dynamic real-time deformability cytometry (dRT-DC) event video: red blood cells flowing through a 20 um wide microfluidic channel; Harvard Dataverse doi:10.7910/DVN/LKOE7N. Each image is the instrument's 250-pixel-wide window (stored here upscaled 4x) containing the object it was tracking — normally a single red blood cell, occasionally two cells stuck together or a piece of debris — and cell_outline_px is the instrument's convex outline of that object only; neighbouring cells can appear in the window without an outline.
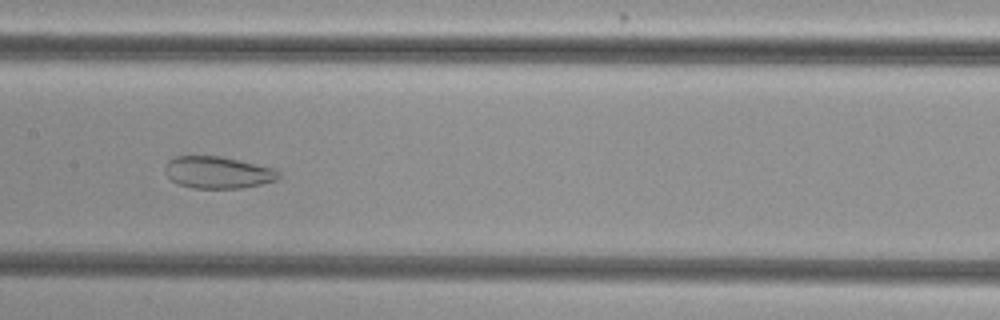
{"species": "common noctule bat (a hibernating species)", "species_latin": "Nyctalus noctula", "temperature_condition": "cold", "stored_images_in_passage": 46, "camera_frame_rate_fps": 3000, "um_per_image_px": 0.085, "animal": {"sex": "female", "body_mass_g": 29.2, "forearm_length_mm": 56.3}, "frame": {"image": 1, "passage_image": 20, "time_ms": 6.333, "image_size_px": [1000, 320], "cell_outline_px": [[280, 180], [240, 188], [192, 188], [180, 184], [172, 180], [168, 176], [164, 168], [168, 160], [176, 156], [220, 156], [272, 168], [280, 172]], "centroid_in_image_um": [18.52, 14.66], "position_along_channel_um": 188.9, "area_um2": 20.98}}
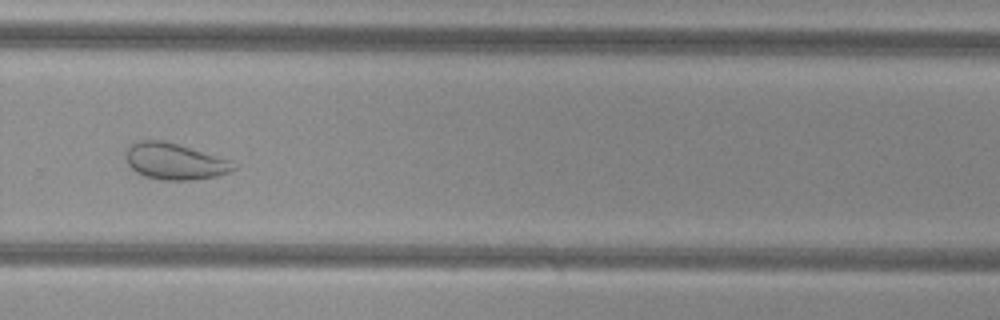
{"frame": {"image": 2, "passage_image": 30, "time_ms": 9.667, "image_size_px": [1000, 320], "cell_outline_px": [[236, 168], [228, 172], [216, 176], [192, 180], [160, 180], [144, 176], [136, 172], [128, 164], [124, 156], [124, 152], [128, 144], [140, 140], [164, 140], [228, 160]], "centroid_in_image_um": [14.73, 13.71], "position_along_channel_um": 315.1, "area_um2": 22.66}}
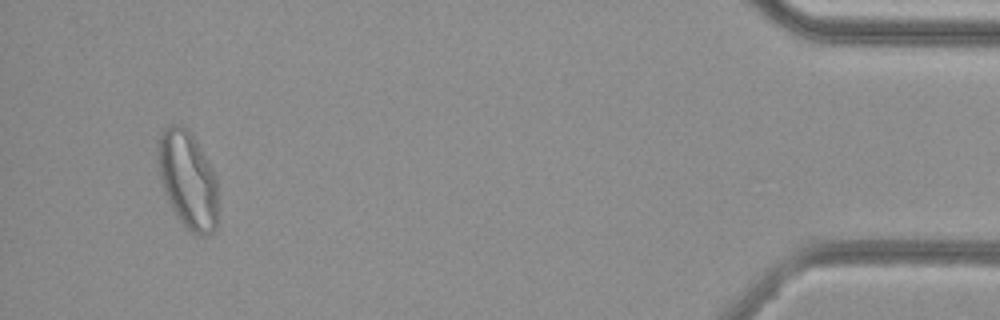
{"frame": {"image": 3, "passage_image": 44, "time_ms": 14.333, "image_size_px": [1000, 320], "cell_outline_px": [[216, 232], [204, 236], [200, 236], [184, 228], [176, 216], [164, 192], [156, 168], [156, 140], [160, 132], [168, 124], [180, 124], [188, 128], [192, 132], [212, 168], [216, 176]], "centroid_in_image_um": [15.9, 15.23], "position_along_channel_um": 419.3, "area_um2": 35.08}, "authors_computed_cell_mechanics": {"area_um2": 28.4954, "velocity_mm_per_s": 3.7883, "shape_relaxation_time_tau1_ms": null, "shape_relaxation_time_tau2_ms": 1.5011, "deformation_change_tau1": null, "deformation_change_tau2": 0.0755}}